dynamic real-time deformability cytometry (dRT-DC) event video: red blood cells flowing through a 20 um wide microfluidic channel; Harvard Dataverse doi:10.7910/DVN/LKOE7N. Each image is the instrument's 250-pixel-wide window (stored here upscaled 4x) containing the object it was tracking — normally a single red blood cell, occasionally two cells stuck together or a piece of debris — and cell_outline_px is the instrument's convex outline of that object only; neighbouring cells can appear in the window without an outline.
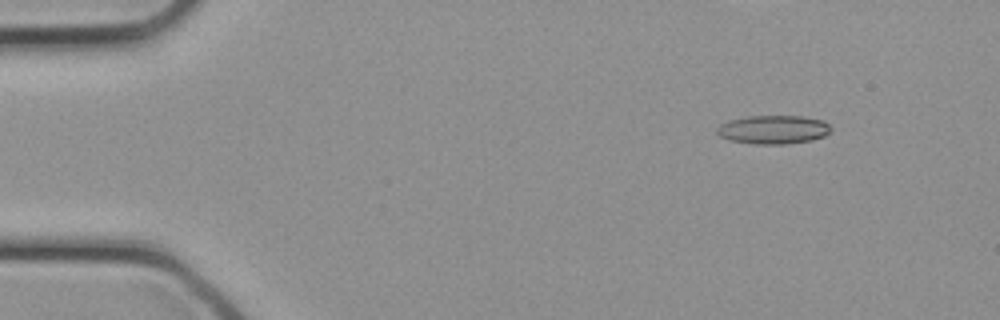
{"species": "common noctule bat (a hibernating species)", "species_latin": "Nyctalus noctula", "temperature_condition": "cold", "stored_images_in_passage": 29, "camera_frame_rate_fps": 3000, "um_per_image_px": 0.085, "animal": {"sex": "female", "body_mass_g": 21.9}, "frame": {"image": 1, "passage_image": 1, "time_ms": 0.0, "image_size_px": [1000, 320], "cell_outline_px": [[832, 128], [824, 136], [812, 140], [784, 144], [756, 144], [728, 140], [720, 136], [716, 132], [716, 128], [720, 124], [728, 120], [744, 116], [804, 116], [824, 120]], "centroid_in_image_um": [65.71, 11.0], "position_along_channel_um": 19.3, "area_um2": 19.19}}